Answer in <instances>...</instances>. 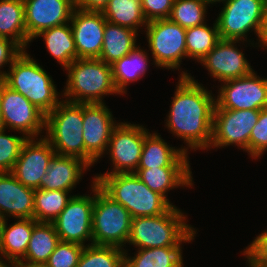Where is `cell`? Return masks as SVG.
<instances>
[{
  "label": "cell",
  "instance_id": "cell-42",
  "mask_svg": "<svg viewBox=\"0 0 267 267\" xmlns=\"http://www.w3.org/2000/svg\"><path fill=\"white\" fill-rule=\"evenodd\" d=\"M109 0H75V8L83 11L102 12Z\"/></svg>",
  "mask_w": 267,
  "mask_h": 267
},
{
  "label": "cell",
  "instance_id": "cell-16",
  "mask_svg": "<svg viewBox=\"0 0 267 267\" xmlns=\"http://www.w3.org/2000/svg\"><path fill=\"white\" fill-rule=\"evenodd\" d=\"M237 43L239 47L241 43L245 45L246 41L220 39L199 62L208 70V74L219 82L244 77L254 71L245 57L244 51L241 50L242 46L238 49Z\"/></svg>",
  "mask_w": 267,
  "mask_h": 267
},
{
  "label": "cell",
  "instance_id": "cell-45",
  "mask_svg": "<svg viewBox=\"0 0 267 267\" xmlns=\"http://www.w3.org/2000/svg\"><path fill=\"white\" fill-rule=\"evenodd\" d=\"M209 6H210V4L211 5H215V4H217V2L218 3H224V2H226L227 0H204Z\"/></svg>",
  "mask_w": 267,
  "mask_h": 267
},
{
  "label": "cell",
  "instance_id": "cell-8",
  "mask_svg": "<svg viewBox=\"0 0 267 267\" xmlns=\"http://www.w3.org/2000/svg\"><path fill=\"white\" fill-rule=\"evenodd\" d=\"M266 12L263 0H227L215 19L220 39L246 41L257 47L258 42L247 37L254 32L259 41Z\"/></svg>",
  "mask_w": 267,
  "mask_h": 267
},
{
  "label": "cell",
  "instance_id": "cell-35",
  "mask_svg": "<svg viewBox=\"0 0 267 267\" xmlns=\"http://www.w3.org/2000/svg\"><path fill=\"white\" fill-rule=\"evenodd\" d=\"M208 4L204 0H174L169 19L184 29L206 23Z\"/></svg>",
  "mask_w": 267,
  "mask_h": 267
},
{
  "label": "cell",
  "instance_id": "cell-24",
  "mask_svg": "<svg viewBox=\"0 0 267 267\" xmlns=\"http://www.w3.org/2000/svg\"><path fill=\"white\" fill-rule=\"evenodd\" d=\"M136 176L152 191L164 196L168 201V192L174 188L194 185L190 167H160L151 169H137Z\"/></svg>",
  "mask_w": 267,
  "mask_h": 267
},
{
  "label": "cell",
  "instance_id": "cell-30",
  "mask_svg": "<svg viewBox=\"0 0 267 267\" xmlns=\"http://www.w3.org/2000/svg\"><path fill=\"white\" fill-rule=\"evenodd\" d=\"M59 242L53 223L37 222L33 227L25 258L19 263L45 264Z\"/></svg>",
  "mask_w": 267,
  "mask_h": 267
},
{
  "label": "cell",
  "instance_id": "cell-31",
  "mask_svg": "<svg viewBox=\"0 0 267 267\" xmlns=\"http://www.w3.org/2000/svg\"><path fill=\"white\" fill-rule=\"evenodd\" d=\"M102 14L106 21L137 32L148 24L142 11L141 0H109Z\"/></svg>",
  "mask_w": 267,
  "mask_h": 267
},
{
  "label": "cell",
  "instance_id": "cell-14",
  "mask_svg": "<svg viewBox=\"0 0 267 267\" xmlns=\"http://www.w3.org/2000/svg\"><path fill=\"white\" fill-rule=\"evenodd\" d=\"M90 187L92 190L90 195H73L66 207L52 222L60 241L78 243L83 246L87 241L92 244L93 180Z\"/></svg>",
  "mask_w": 267,
  "mask_h": 267
},
{
  "label": "cell",
  "instance_id": "cell-44",
  "mask_svg": "<svg viewBox=\"0 0 267 267\" xmlns=\"http://www.w3.org/2000/svg\"><path fill=\"white\" fill-rule=\"evenodd\" d=\"M17 267H48L46 264L17 263Z\"/></svg>",
  "mask_w": 267,
  "mask_h": 267
},
{
  "label": "cell",
  "instance_id": "cell-15",
  "mask_svg": "<svg viewBox=\"0 0 267 267\" xmlns=\"http://www.w3.org/2000/svg\"><path fill=\"white\" fill-rule=\"evenodd\" d=\"M251 74L221 82L216 104L222 109L261 110L267 108V77Z\"/></svg>",
  "mask_w": 267,
  "mask_h": 267
},
{
  "label": "cell",
  "instance_id": "cell-5",
  "mask_svg": "<svg viewBox=\"0 0 267 267\" xmlns=\"http://www.w3.org/2000/svg\"><path fill=\"white\" fill-rule=\"evenodd\" d=\"M36 61L23 50L8 68L4 82L47 115L63 98L51 75Z\"/></svg>",
  "mask_w": 267,
  "mask_h": 267
},
{
  "label": "cell",
  "instance_id": "cell-48",
  "mask_svg": "<svg viewBox=\"0 0 267 267\" xmlns=\"http://www.w3.org/2000/svg\"><path fill=\"white\" fill-rule=\"evenodd\" d=\"M3 218L1 217V215H0V229H1V225H2V222H3Z\"/></svg>",
  "mask_w": 267,
  "mask_h": 267
},
{
  "label": "cell",
  "instance_id": "cell-39",
  "mask_svg": "<svg viewBox=\"0 0 267 267\" xmlns=\"http://www.w3.org/2000/svg\"><path fill=\"white\" fill-rule=\"evenodd\" d=\"M241 254L249 267H267V229L257 235Z\"/></svg>",
  "mask_w": 267,
  "mask_h": 267
},
{
  "label": "cell",
  "instance_id": "cell-3",
  "mask_svg": "<svg viewBox=\"0 0 267 267\" xmlns=\"http://www.w3.org/2000/svg\"><path fill=\"white\" fill-rule=\"evenodd\" d=\"M93 181L114 201L124 206L131 218L166 213L173 203L152 191L135 173L95 175Z\"/></svg>",
  "mask_w": 267,
  "mask_h": 267
},
{
  "label": "cell",
  "instance_id": "cell-34",
  "mask_svg": "<svg viewBox=\"0 0 267 267\" xmlns=\"http://www.w3.org/2000/svg\"><path fill=\"white\" fill-rule=\"evenodd\" d=\"M125 249L110 246L86 244L77 267H124Z\"/></svg>",
  "mask_w": 267,
  "mask_h": 267
},
{
  "label": "cell",
  "instance_id": "cell-41",
  "mask_svg": "<svg viewBox=\"0 0 267 267\" xmlns=\"http://www.w3.org/2000/svg\"><path fill=\"white\" fill-rule=\"evenodd\" d=\"M23 52V49L13 40L0 37V78H4L7 71H2L5 65L11 66L13 61Z\"/></svg>",
  "mask_w": 267,
  "mask_h": 267
},
{
  "label": "cell",
  "instance_id": "cell-19",
  "mask_svg": "<svg viewBox=\"0 0 267 267\" xmlns=\"http://www.w3.org/2000/svg\"><path fill=\"white\" fill-rule=\"evenodd\" d=\"M70 24L77 58H99L106 24L102 12L75 8Z\"/></svg>",
  "mask_w": 267,
  "mask_h": 267
},
{
  "label": "cell",
  "instance_id": "cell-1",
  "mask_svg": "<svg viewBox=\"0 0 267 267\" xmlns=\"http://www.w3.org/2000/svg\"><path fill=\"white\" fill-rule=\"evenodd\" d=\"M180 73L170 111L164 120L165 126L173 136L186 143L187 147L181 146L186 153L189 149L208 151L212 140L216 96L187 70Z\"/></svg>",
  "mask_w": 267,
  "mask_h": 267
},
{
  "label": "cell",
  "instance_id": "cell-37",
  "mask_svg": "<svg viewBox=\"0 0 267 267\" xmlns=\"http://www.w3.org/2000/svg\"><path fill=\"white\" fill-rule=\"evenodd\" d=\"M84 246L60 241L45 263L48 267H77Z\"/></svg>",
  "mask_w": 267,
  "mask_h": 267
},
{
  "label": "cell",
  "instance_id": "cell-25",
  "mask_svg": "<svg viewBox=\"0 0 267 267\" xmlns=\"http://www.w3.org/2000/svg\"><path fill=\"white\" fill-rule=\"evenodd\" d=\"M149 53L141 46H137L126 56L114 62L112 67V77L116 90L120 96L127 94V86L130 83L139 81L146 75L149 66ZM149 62V63H148Z\"/></svg>",
  "mask_w": 267,
  "mask_h": 267
},
{
  "label": "cell",
  "instance_id": "cell-43",
  "mask_svg": "<svg viewBox=\"0 0 267 267\" xmlns=\"http://www.w3.org/2000/svg\"><path fill=\"white\" fill-rule=\"evenodd\" d=\"M257 45H258L257 47L267 49V12H266L263 30H262V33H261V36H260V39Z\"/></svg>",
  "mask_w": 267,
  "mask_h": 267
},
{
  "label": "cell",
  "instance_id": "cell-2",
  "mask_svg": "<svg viewBox=\"0 0 267 267\" xmlns=\"http://www.w3.org/2000/svg\"><path fill=\"white\" fill-rule=\"evenodd\" d=\"M187 218L176 205L162 215L132 218L127 244L148 249L191 243L198 233L194 226L186 223Z\"/></svg>",
  "mask_w": 267,
  "mask_h": 267
},
{
  "label": "cell",
  "instance_id": "cell-20",
  "mask_svg": "<svg viewBox=\"0 0 267 267\" xmlns=\"http://www.w3.org/2000/svg\"><path fill=\"white\" fill-rule=\"evenodd\" d=\"M35 190L21 184L11 172L0 173V215L3 219L33 218ZM11 216V217H10Z\"/></svg>",
  "mask_w": 267,
  "mask_h": 267
},
{
  "label": "cell",
  "instance_id": "cell-40",
  "mask_svg": "<svg viewBox=\"0 0 267 267\" xmlns=\"http://www.w3.org/2000/svg\"><path fill=\"white\" fill-rule=\"evenodd\" d=\"M142 11L147 22L169 19L174 0H141Z\"/></svg>",
  "mask_w": 267,
  "mask_h": 267
},
{
  "label": "cell",
  "instance_id": "cell-9",
  "mask_svg": "<svg viewBox=\"0 0 267 267\" xmlns=\"http://www.w3.org/2000/svg\"><path fill=\"white\" fill-rule=\"evenodd\" d=\"M144 29L153 64L161 69L181 70L182 58H187L186 29L170 19L149 21Z\"/></svg>",
  "mask_w": 267,
  "mask_h": 267
},
{
  "label": "cell",
  "instance_id": "cell-11",
  "mask_svg": "<svg viewBox=\"0 0 267 267\" xmlns=\"http://www.w3.org/2000/svg\"><path fill=\"white\" fill-rule=\"evenodd\" d=\"M149 129L141 124L120 122L112 131L106 155L112 162L110 172L96 175H112L116 173H134L140 162L143 143Z\"/></svg>",
  "mask_w": 267,
  "mask_h": 267
},
{
  "label": "cell",
  "instance_id": "cell-33",
  "mask_svg": "<svg viewBox=\"0 0 267 267\" xmlns=\"http://www.w3.org/2000/svg\"><path fill=\"white\" fill-rule=\"evenodd\" d=\"M220 40L216 21L213 26L206 23L186 29L187 58L199 63Z\"/></svg>",
  "mask_w": 267,
  "mask_h": 267
},
{
  "label": "cell",
  "instance_id": "cell-49",
  "mask_svg": "<svg viewBox=\"0 0 267 267\" xmlns=\"http://www.w3.org/2000/svg\"><path fill=\"white\" fill-rule=\"evenodd\" d=\"M263 2H264V5H265V7L267 9V0H263Z\"/></svg>",
  "mask_w": 267,
  "mask_h": 267
},
{
  "label": "cell",
  "instance_id": "cell-23",
  "mask_svg": "<svg viewBox=\"0 0 267 267\" xmlns=\"http://www.w3.org/2000/svg\"><path fill=\"white\" fill-rule=\"evenodd\" d=\"M7 222L4 219L0 229V263L17 264L25 258L37 221L34 218H18L13 224L8 225Z\"/></svg>",
  "mask_w": 267,
  "mask_h": 267
},
{
  "label": "cell",
  "instance_id": "cell-47",
  "mask_svg": "<svg viewBox=\"0 0 267 267\" xmlns=\"http://www.w3.org/2000/svg\"><path fill=\"white\" fill-rule=\"evenodd\" d=\"M0 267H17L16 264H2L0 263Z\"/></svg>",
  "mask_w": 267,
  "mask_h": 267
},
{
  "label": "cell",
  "instance_id": "cell-36",
  "mask_svg": "<svg viewBox=\"0 0 267 267\" xmlns=\"http://www.w3.org/2000/svg\"><path fill=\"white\" fill-rule=\"evenodd\" d=\"M6 129L0 128V173L11 172L17 161L23 144L27 141L25 135H7Z\"/></svg>",
  "mask_w": 267,
  "mask_h": 267
},
{
  "label": "cell",
  "instance_id": "cell-7",
  "mask_svg": "<svg viewBox=\"0 0 267 267\" xmlns=\"http://www.w3.org/2000/svg\"><path fill=\"white\" fill-rule=\"evenodd\" d=\"M129 211L108 196L94 182V207L92 214V244L120 248L128 242L131 227Z\"/></svg>",
  "mask_w": 267,
  "mask_h": 267
},
{
  "label": "cell",
  "instance_id": "cell-46",
  "mask_svg": "<svg viewBox=\"0 0 267 267\" xmlns=\"http://www.w3.org/2000/svg\"><path fill=\"white\" fill-rule=\"evenodd\" d=\"M4 83H5L4 78H0V96H1L2 86ZM0 128H2L1 110H0Z\"/></svg>",
  "mask_w": 267,
  "mask_h": 267
},
{
  "label": "cell",
  "instance_id": "cell-6",
  "mask_svg": "<svg viewBox=\"0 0 267 267\" xmlns=\"http://www.w3.org/2000/svg\"><path fill=\"white\" fill-rule=\"evenodd\" d=\"M45 131L44 138L57 155L77 157L84 161L83 103L62 99L46 115Z\"/></svg>",
  "mask_w": 267,
  "mask_h": 267
},
{
  "label": "cell",
  "instance_id": "cell-29",
  "mask_svg": "<svg viewBox=\"0 0 267 267\" xmlns=\"http://www.w3.org/2000/svg\"><path fill=\"white\" fill-rule=\"evenodd\" d=\"M39 37H43L47 51L64 70L77 59L70 22L44 30L36 35L34 39Z\"/></svg>",
  "mask_w": 267,
  "mask_h": 267
},
{
  "label": "cell",
  "instance_id": "cell-21",
  "mask_svg": "<svg viewBox=\"0 0 267 267\" xmlns=\"http://www.w3.org/2000/svg\"><path fill=\"white\" fill-rule=\"evenodd\" d=\"M90 166L80 158L55 154L47 173L40 181V189L72 192Z\"/></svg>",
  "mask_w": 267,
  "mask_h": 267
},
{
  "label": "cell",
  "instance_id": "cell-26",
  "mask_svg": "<svg viewBox=\"0 0 267 267\" xmlns=\"http://www.w3.org/2000/svg\"><path fill=\"white\" fill-rule=\"evenodd\" d=\"M137 36V31L106 21L99 59L112 65L137 46Z\"/></svg>",
  "mask_w": 267,
  "mask_h": 267
},
{
  "label": "cell",
  "instance_id": "cell-27",
  "mask_svg": "<svg viewBox=\"0 0 267 267\" xmlns=\"http://www.w3.org/2000/svg\"><path fill=\"white\" fill-rule=\"evenodd\" d=\"M0 37L13 40L23 50L28 48L23 0H0Z\"/></svg>",
  "mask_w": 267,
  "mask_h": 267
},
{
  "label": "cell",
  "instance_id": "cell-4",
  "mask_svg": "<svg viewBox=\"0 0 267 267\" xmlns=\"http://www.w3.org/2000/svg\"><path fill=\"white\" fill-rule=\"evenodd\" d=\"M65 71L68 78L62 98L66 101L104 103V96L120 95L114 85L111 65L99 58H77Z\"/></svg>",
  "mask_w": 267,
  "mask_h": 267
},
{
  "label": "cell",
  "instance_id": "cell-10",
  "mask_svg": "<svg viewBox=\"0 0 267 267\" xmlns=\"http://www.w3.org/2000/svg\"><path fill=\"white\" fill-rule=\"evenodd\" d=\"M259 114L260 110L222 109L216 104L209 149L234 145L249 154V138Z\"/></svg>",
  "mask_w": 267,
  "mask_h": 267
},
{
  "label": "cell",
  "instance_id": "cell-32",
  "mask_svg": "<svg viewBox=\"0 0 267 267\" xmlns=\"http://www.w3.org/2000/svg\"><path fill=\"white\" fill-rule=\"evenodd\" d=\"M72 197L69 191L36 189L33 218L37 222L52 223Z\"/></svg>",
  "mask_w": 267,
  "mask_h": 267
},
{
  "label": "cell",
  "instance_id": "cell-22",
  "mask_svg": "<svg viewBox=\"0 0 267 267\" xmlns=\"http://www.w3.org/2000/svg\"><path fill=\"white\" fill-rule=\"evenodd\" d=\"M188 154L190 153H186L182 148L168 145L156 131L149 132L145 136L137 169L191 167Z\"/></svg>",
  "mask_w": 267,
  "mask_h": 267
},
{
  "label": "cell",
  "instance_id": "cell-13",
  "mask_svg": "<svg viewBox=\"0 0 267 267\" xmlns=\"http://www.w3.org/2000/svg\"><path fill=\"white\" fill-rule=\"evenodd\" d=\"M106 103H83L84 161L93 167L107 152L114 128L120 123L113 118Z\"/></svg>",
  "mask_w": 267,
  "mask_h": 267
},
{
  "label": "cell",
  "instance_id": "cell-28",
  "mask_svg": "<svg viewBox=\"0 0 267 267\" xmlns=\"http://www.w3.org/2000/svg\"><path fill=\"white\" fill-rule=\"evenodd\" d=\"M183 247L166 246L137 249L134 256L124 252V267H184Z\"/></svg>",
  "mask_w": 267,
  "mask_h": 267
},
{
  "label": "cell",
  "instance_id": "cell-17",
  "mask_svg": "<svg viewBox=\"0 0 267 267\" xmlns=\"http://www.w3.org/2000/svg\"><path fill=\"white\" fill-rule=\"evenodd\" d=\"M55 154L44 137L28 138L11 173L24 186L40 189L41 178L47 173L49 162Z\"/></svg>",
  "mask_w": 267,
  "mask_h": 267
},
{
  "label": "cell",
  "instance_id": "cell-18",
  "mask_svg": "<svg viewBox=\"0 0 267 267\" xmlns=\"http://www.w3.org/2000/svg\"><path fill=\"white\" fill-rule=\"evenodd\" d=\"M27 38L32 42L40 32L69 23L74 0H23Z\"/></svg>",
  "mask_w": 267,
  "mask_h": 267
},
{
  "label": "cell",
  "instance_id": "cell-12",
  "mask_svg": "<svg viewBox=\"0 0 267 267\" xmlns=\"http://www.w3.org/2000/svg\"><path fill=\"white\" fill-rule=\"evenodd\" d=\"M0 110L2 128L19 131L27 138L44 137L41 134L45 130L46 115L5 83L1 90Z\"/></svg>",
  "mask_w": 267,
  "mask_h": 267
},
{
  "label": "cell",
  "instance_id": "cell-38",
  "mask_svg": "<svg viewBox=\"0 0 267 267\" xmlns=\"http://www.w3.org/2000/svg\"><path fill=\"white\" fill-rule=\"evenodd\" d=\"M267 151V108L261 109L249 138V156L255 160Z\"/></svg>",
  "mask_w": 267,
  "mask_h": 267
}]
</instances>
